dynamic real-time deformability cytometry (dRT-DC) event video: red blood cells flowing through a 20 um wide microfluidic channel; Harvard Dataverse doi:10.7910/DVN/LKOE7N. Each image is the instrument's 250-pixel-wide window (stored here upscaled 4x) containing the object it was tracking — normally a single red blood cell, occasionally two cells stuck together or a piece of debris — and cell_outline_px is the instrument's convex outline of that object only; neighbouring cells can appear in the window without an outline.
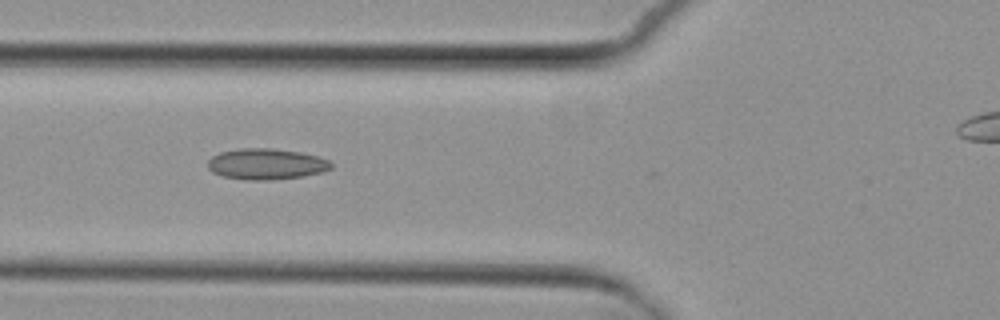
{"species": "common noctule bat (a hibernating species)", "species_latin": "Nyctalus noctula", "temperature_condition": "cold", "stored_images_in_passage": 5, "camera_frame_rate_fps": 3000, "um_per_image_px": 0.085, "animal": {"sex": "female", "body_mass_g": 29.2, "forearm_length_mm": 56.3}, "frame": {"image": 1, "passage_image": 3, "time_ms": 2.333, "image_size_px": [1000, 320], "cell_outline_px": [[332, 168], [324, 172], [304, 176], [272, 180], [248, 180], [224, 176], [212, 172], [208, 168], [208, 160], [212, 156], [220, 152], [240, 148], [272, 148], [300, 152], [316, 156], [328, 160], [332, 164]], "centroid_in_image_um": [22.64, 13.94], "position_along_channel_um": 103.2, "area_um2": 22.31}}
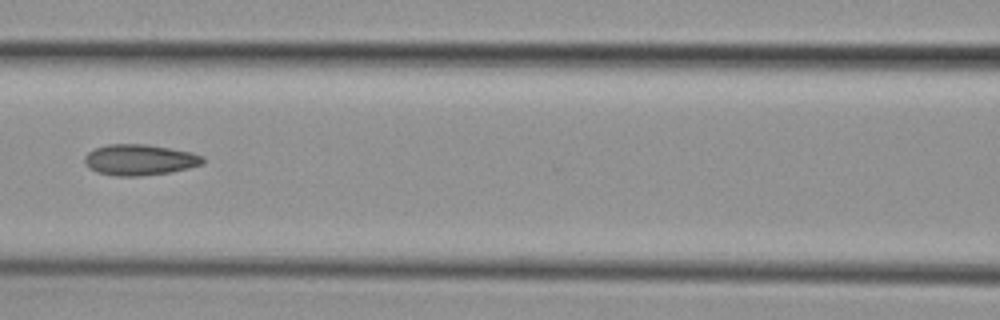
{"frame": {"image": 2, "passage_image": 4, "time_ms": 3.667, "image_size_px": [1000, 320], "cell_outline_px": [[204, 164], [172, 172], [140, 176], [116, 176], [96, 172], [88, 168], [84, 164], [84, 156], [88, 152], [96, 148], [108, 144], [148, 144], [192, 152], [204, 156]], "centroid_in_image_um": [11.87, 13.59], "position_along_channel_um": 154.7, "area_um2": 21.56}}
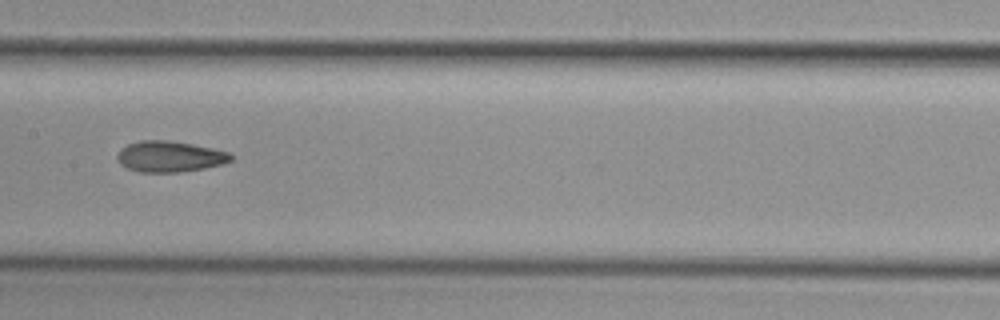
{"frame": {"image": 3, "passage_image": 5, "time_ms": 4.667, "image_size_px": [1000, 320], "cell_outline_px": [[232, 160], [224, 164], [204, 168], [180, 172], [140, 172], [128, 168], [120, 164], [116, 156], [120, 148], [128, 144], [140, 140], [168, 140], [192, 144], [212, 148], [228, 152], [232, 156]], "centroid_in_image_um": [14.41, 13.3], "position_along_channel_um": 193.0, "area_um2": 20.52}}